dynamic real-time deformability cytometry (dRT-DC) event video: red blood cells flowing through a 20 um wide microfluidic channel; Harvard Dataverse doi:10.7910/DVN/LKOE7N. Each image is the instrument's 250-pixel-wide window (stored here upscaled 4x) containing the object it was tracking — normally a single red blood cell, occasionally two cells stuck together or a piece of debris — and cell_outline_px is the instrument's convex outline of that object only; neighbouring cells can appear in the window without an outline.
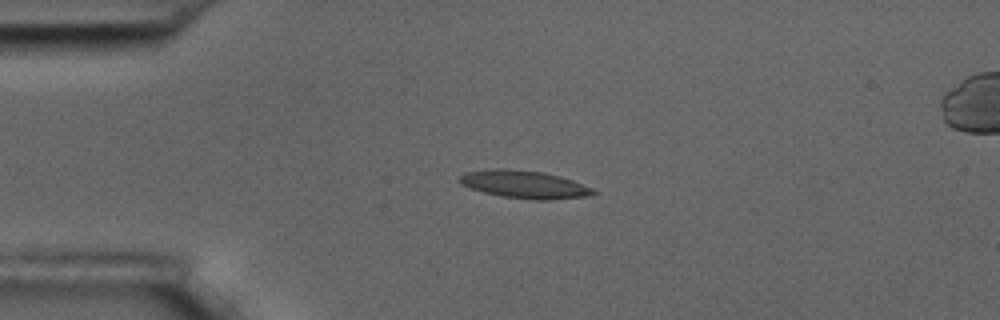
{"species": "common noctule bat (a hibernating species)", "species_latin": "Nyctalus noctula", "temperature_condition": "room temperature", "stored_images_in_passage": 55, "camera_frame_rate_fps": 3000, "um_per_image_px": 0.085, "animal": {"sex": "male", "body_mass_g": 17.5, "forearm_length_mm": 52.3}, "frame": {"image": 1, "passage_image": 13, "time_ms": 4.0, "image_size_px": [1000, 320], "cell_outline_px": [[600, 192], [592, 196], [548, 200], [536, 200], [504, 196], [484, 192], [460, 184], [460, 176], [464, 172], [496, 168], [504, 168], [544, 172], [560, 176], [572, 180], [592, 188]], "centroid_in_image_um": [44.63, 15.67], "position_along_channel_um": 40.4, "area_um2": 21.62}}
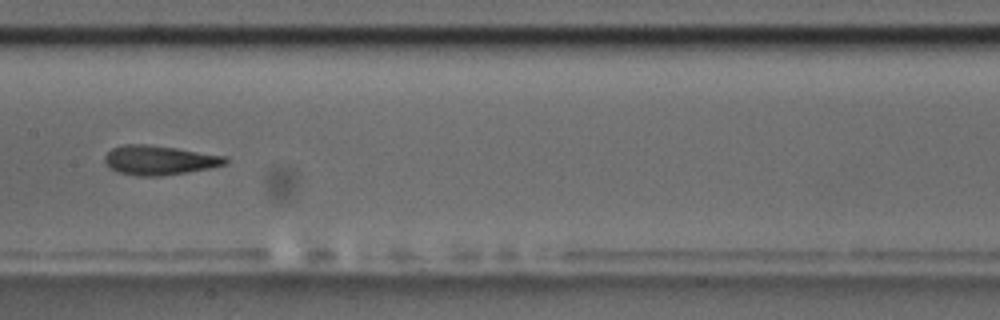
{"frame": {"image": 2, "passage_image": 28, "time_ms": 9.0, "image_size_px": [1000, 320], "cell_outline_px": [[228, 164], [188, 172], [164, 176], [136, 176], [116, 172], [108, 168], [104, 164], [104, 156], [112, 148], [124, 144], [148, 144], [176, 148], [228, 156]], "centroid_in_image_um": [13.52, 13.62], "position_along_channel_um": 193.9, "area_um2": 21.04}}
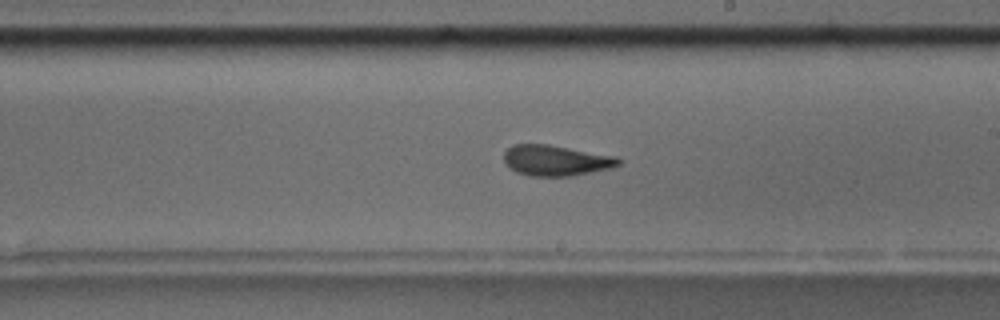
{"frame": {"image": 3, "passage_image": 32, "time_ms": 10.333, "image_size_px": [1000, 320], "cell_outline_px": [[624, 160], [620, 164], [612, 168], [572, 176], [532, 176], [516, 172], [508, 168], [504, 164], [504, 152], [512, 144], [548, 144], [616, 156]], "centroid_in_image_um": [47.25, 13.64], "position_along_channel_um": 241.7, "area_um2": 20.75}, "authors_computed_cell_mechanics": {"area_um2": 20.6924, "velocity_mm_per_s": 3.6145, "shape_relaxation_time_tau1_ms": 5.9785, "shape_relaxation_time_tau2_ms": 2.5681, "deformation_change_tau1": 0.1954, "deformation_change_tau2": 0.1036}}